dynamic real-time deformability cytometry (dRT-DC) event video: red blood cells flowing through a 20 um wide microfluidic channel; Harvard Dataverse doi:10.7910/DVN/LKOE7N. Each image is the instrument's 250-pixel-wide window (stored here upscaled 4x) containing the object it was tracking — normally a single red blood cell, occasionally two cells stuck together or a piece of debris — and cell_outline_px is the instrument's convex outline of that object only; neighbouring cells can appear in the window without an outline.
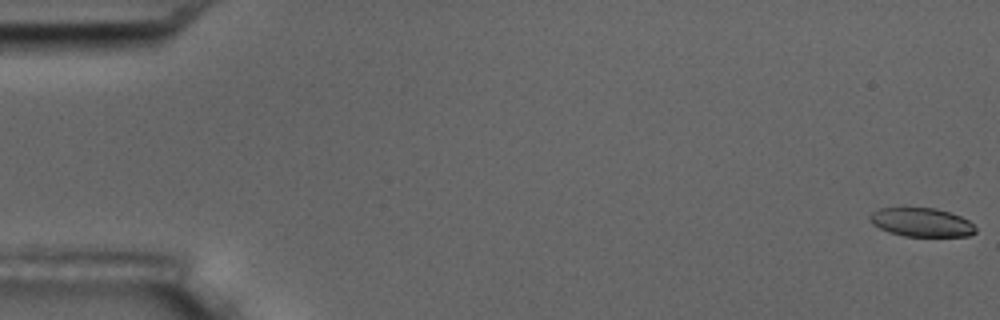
{"species": "common noctule bat (a hibernating species)", "species_latin": "Nyctalus noctula", "temperature_condition": "room temperature", "stored_images_in_passage": 58, "camera_frame_rate_fps": 3000, "um_per_image_px": 0.085, "animal": {"sex": "male", "body_mass_g": 17.5, "forearm_length_mm": 52.3}, "frame": {"image": 1, "passage_image": 1, "time_ms": 0.0, "image_size_px": [1000, 320], "cell_outline_px": [[976, 232], [968, 236], [904, 236], [888, 232], [872, 224], [868, 216], [872, 212], [880, 208], [904, 204], [936, 208], [960, 216], [968, 220], [976, 228]], "centroid_in_image_um": [78.26, 18.84], "position_along_channel_um": 6.7, "area_um2": 18.44}}
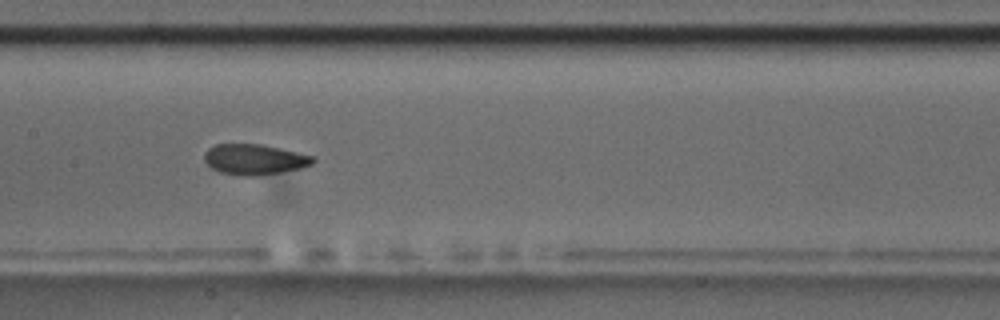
{"frame": {"image": 2, "passage_image": 29, "time_ms": 9.333, "image_size_px": [1000, 320], "cell_outline_px": [[316, 160], [312, 164], [300, 168], [280, 172], [252, 176], [240, 176], [220, 172], [212, 168], [204, 160], [204, 152], [208, 148], [216, 144], [264, 144], [312, 156]], "centroid_in_image_um": [21.6, 13.54], "position_along_channel_um": 185.8, "area_um2": 19.25}}
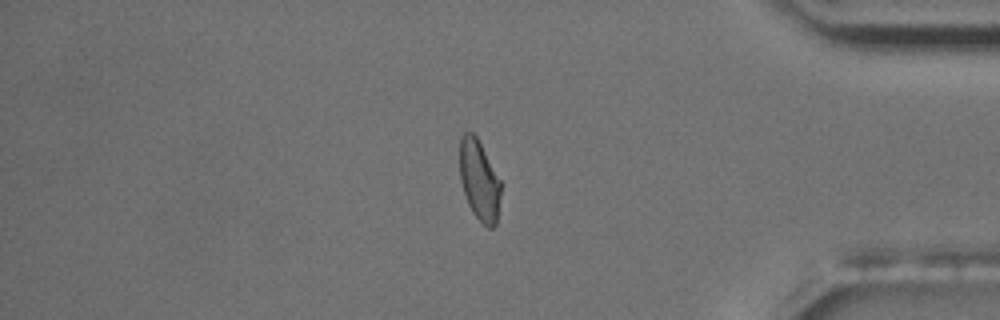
{"frame": {"image": 3, "passage_image": 49, "time_ms": 16.0, "image_size_px": [1000, 320], "cell_outline_px": [[500, 196], [496, 224], [492, 228], [488, 228], [472, 212], [468, 204], [460, 180], [460, 136], [464, 132], [472, 132], [476, 136], [500, 180]], "centroid_in_image_um": [40.72, 15.32], "position_along_channel_um": 394.5, "area_um2": 18.96}, "authors_computed_cell_mechanics": {"area_um2": 19.5942, "velocity_mm_per_s": 3.5432, "shape_relaxation_time_tau1_ms": 4.1734, "shape_relaxation_time_tau2_ms": 1.8134, "deformation_change_tau1": 0.1145, "deformation_change_tau2": 0.063}}